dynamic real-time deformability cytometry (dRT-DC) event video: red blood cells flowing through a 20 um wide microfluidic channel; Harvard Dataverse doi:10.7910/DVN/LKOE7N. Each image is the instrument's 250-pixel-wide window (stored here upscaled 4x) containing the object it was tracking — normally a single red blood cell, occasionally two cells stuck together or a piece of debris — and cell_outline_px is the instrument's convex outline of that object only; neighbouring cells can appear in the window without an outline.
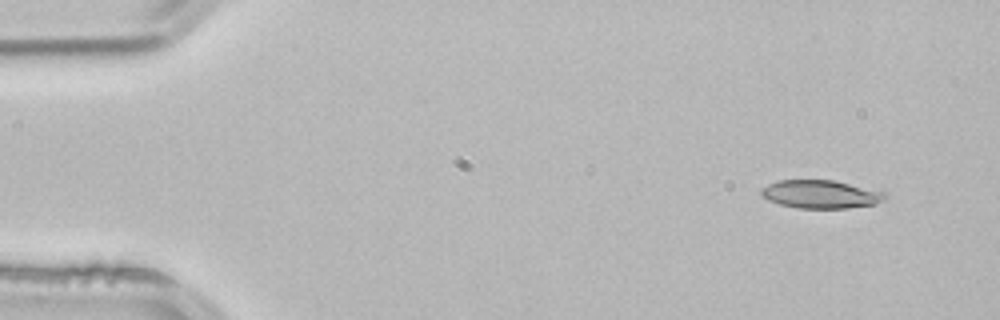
{"species": "common noctule bat (a hibernating species)", "species_latin": "Nyctalus noctula", "temperature_condition": "room temperature", "stored_images_in_passage": 4, "camera_frame_rate_fps": 3000, "um_per_image_px": 0.085, "animal": {"sex": "male", "body_mass_g": 21.5, "forearm_length_mm": 52.0}, "frame": {"image": 1, "passage_image": 1, "time_ms": 0.0, "image_size_px": [1000, 320], "cell_outline_px": [[884, 200], [876, 204], [848, 208], [800, 208], [780, 204], [768, 200], [760, 196], [760, 188], [776, 180], [832, 180], [884, 192]], "centroid_in_image_um": [69.69, 16.51], "position_along_channel_um": 15.3, "area_um2": 20.23}}
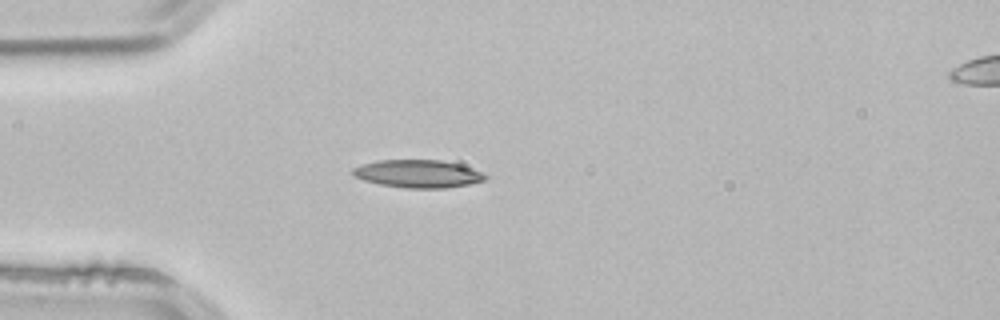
{"frame": {"image": 2, "passage_image": 3, "time_ms": 0.667, "image_size_px": [1000, 320], "cell_outline_px": [[488, 176], [484, 180], [468, 184], [444, 188], [408, 188], [380, 184], [364, 180], [352, 176], [352, 168], [360, 164], [376, 160], [440, 160], [460, 164], [484, 172]], "centroid_in_image_um": [35.51, 14.76], "position_along_channel_um": 49.5, "area_um2": 21.56}}